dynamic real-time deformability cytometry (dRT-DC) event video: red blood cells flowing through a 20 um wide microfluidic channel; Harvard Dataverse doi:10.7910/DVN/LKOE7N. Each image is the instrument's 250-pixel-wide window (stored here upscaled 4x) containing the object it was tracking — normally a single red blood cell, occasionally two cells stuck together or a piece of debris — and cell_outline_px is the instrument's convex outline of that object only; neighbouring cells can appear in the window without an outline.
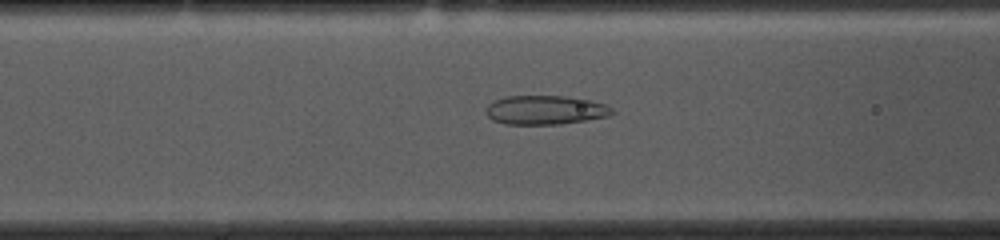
{"species": "common noctule bat (a hibernating species)", "species_latin": "Nyctalus noctula", "temperature_condition": "cold", "stored_images_in_passage": 53, "camera_frame_rate_fps": 3000, "um_per_image_px": 0.085, "animal": {"sex": "female", "body_mass_g": 10.0, "forearm_length_mm": 53.1}, "frame": {"image": 1, "passage_image": 19, "time_ms": 6.0, "image_size_px": [1000, 240], "cell_outline_px": [[616, 112], [608, 116], [560, 124], [504, 124], [492, 120], [484, 112], [484, 108], [488, 104], [496, 100], [508, 96], [564, 96], [588, 100], [604, 104], [612, 108]], "centroid_in_image_um": [46.31, 9.35], "position_along_channel_um": 120.3, "area_um2": 21.27}}
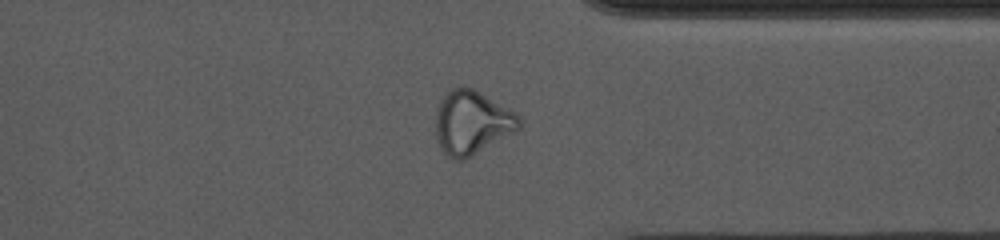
{"frame": {"image": 2, "passage_image": 40, "time_ms": 13.0, "image_size_px": [1000, 240], "cell_outline_px": [[520, 128], [516, 132], [464, 160], [456, 160], [448, 156], [440, 148], [436, 140], [436, 108], [440, 100], [452, 88], [460, 84], [472, 88], [480, 92], [516, 112], [520, 116]], "centroid_in_image_um": [40.11, 10.41], "position_along_channel_um": 371.3, "area_um2": 31.33}}
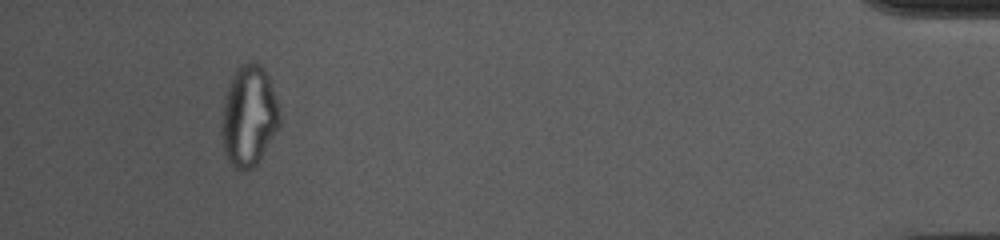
{"frame": {"image": 3, "passage_image": 49, "time_ms": 16.0, "image_size_px": [1000, 240], "cell_outline_px": [[280, 128], [256, 164], [252, 168], [244, 172], [240, 172], [228, 160], [224, 152], [220, 132], [220, 128], [224, 100], [232, 76], [236, 68], [240, 64], [252, 60], [256, 60], [264, 68], [268, 76], [280, 108]], "centroid_in_image_um": [21.16, 9.86], "position_along_channel_um": 414.0, "area_um2": 34.68}, "authors_computed_cell_mechanics": {"area_um2": 28.0908, "velocity_mm_per_s": 3.6488, "shape_relaxation_time_tau1_ms": null, "shape_relaxation_time_tau2_ms": 1.5538, "deformation_change_tau1": null, "deformation_change_tau2": 0.0933}}